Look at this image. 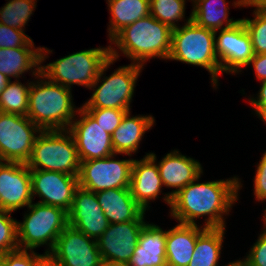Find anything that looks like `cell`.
Instances as JSON below:
<instances>
[{"label": "cell", "instance_id": "5b68a950", "mask_svg": "<svg viewBox=\"0 0 266 266\" xmlns=\"http://www.w3.org/2000/svg\"><path fill=\"white\" fill-rule=\"evenodd\" d=\"M50 53L52 50L41 47L40 72L44 76L68 89L73 85L90 89L103 64L110 58V45L75 52L42 65Z\"/></svg>", "mask_w": 266, "mask_h": 266}, {"label": "cell", "instance_id": "60d3db41", "mask_svg": "<svg viewBox=\"0 0 266 266\" xmlns=\"http://www.w3.org/2000/svg\"><path fill=\"white\" fill-rule=\"evenodd\" d=\"M257 118L262 119L266 124V106H253Z\"/></svg>", "mask_w": 266, "mask_h": 266}, {"label": "cell", "instance_id": "ee69618b", "mask_svg": "<svg viewBox=\"0 0 266 266\" xmlns=\"http://www.w3.org/2000/svg\"><path fill=\"white\" fill-rule=\"evenodd\" d=\"M38 266H58L48 256H46Z\"/></svg>", "mask_w": 266, "mask_h": 266}, {"label": "cell", "instance_id": "ab89813d", "mask_svg": "<svg viewBox=\"0 0 266 266\" xmlns=\"http://www.w3.org/2000/svg\"><path fill=\"white\" fill-rule=\"evenodd\" d=\"M249 103L251 106H266V80L261 82L257 96L249 98Z\"/></svg>", "mask_w": 266, "mask_h": 266}, {"label": "cell", "instance_id": "7dc6e473", "mask_svg": "<svg viewBox=\"0 0 266 266\" xmlns=\"http://www.w3.org/2000/svg\"><path fill=\"white\" fill-rule=\"evenodd\" d=\"M262 219H264L265 221H266V214L265 215H263V218Z\"/></svg>", "mask_w": 266, "mask_h": 266}, {"label": "cell", "instance_id": "277c9868", "mask_svg": "<svg viewBox=\"0 0 266 266\" xmlns=\"http://www.w3.org/2000/svg\"><path fill=\"white\" fill-rule=\"evenodd\" d=\"M184 25L172 30L168 60L200 66L210 73L214 89L218 88L221 67L215 53V31L198 26L190 16Z\"/></svg>", "mask_w": 266, "mask_h": 266}, {"label": "cell", "instance_id": "9c48e42d", "mask_svg": "<svg viewBox=\"0 0 266 266\" xmlns=\"http://www.w3.org/2000/svg\"><path fill=\"white\" fill-rule=\"evenodd\" d=\"M117 154L80 162L79 186L100 192L108 189L129 188L134 159L116 160Z\"/></svg>", "mask_w": 266, "mask_h": 266}, {"label": "cell", "instance_id": "7bdbcfd3", "mask_svg": "<svg viewBox=\"0 0 266 266\" xmlns=\"http://www.w3.org/2000/svg\"><path fill=\"white\" fill-rule=\"evenodd\" d=\"M224 266H250L245 259L240 260V258L236 261L229 262Z\"/></svg>", "mask_w": 266, "mask_h": 266}, {"label": "cell", "instance_id": "cb8c5ba5", "mask_svg": "<svg viewBox=\"0 0 266 266\" xmlns=\"http://www.w3.org/2000/svg\"><path fill=\"white\" fill-rule=\"evenodd\" d=\"M41 47H35L33 40L26 46L18 48H0V73L7 78H21L30 71L36 77L40 72Z\"/></svg>", "mask_w": 266, "mask_h": 266}, {"label": "cell", "instance_id": "e0dca14e", "mask_svg": "<svg viewBox=\"0 0 266 266\" xmlns=\"http://www.w3.org/2000/svg\"><path fill=\"white\" fill-rule=\"evenodd\" d=\"M68 225L97 240L108 228L109 222L99 205L95 192L78 187L68 212Z\"/></svg>", "mask_w": 266, "mask_h": 266}, {"label": "cell", "instance_id": "5bb4252c", "mask_svg": "<svg viewBox=\"0 0 266 266\" xmlns=\"http://www.w3.org/2000/svg\"><path fill=\"white\" fill-rule=\"evenodd\" d=\"M77 115L79 119H73L68 131L75 141L80 162L115 154L111 134L104 131L82 106Z\"/></svg>", "mask_w": 266, "mask_h": 266}, {"label": "cell", "instance_id": "1f68e13d", "mask_svg": "<svg viewBox=\"0 0 266 266\" xmlns=\"http://www.w3.org/2000/svg\"><path fill=\"white\" fill-rule=\"evenodd\" d=\"M12 212L0 209V253L19 249L17 240V220Z\"/></svg>", "mask_w": 266, "mask_h": 266}, {"label": "cell", "instance_id": "44dd1931", "mask_svg": "<svg viewBox=\"0 0 266 266\" xmlns=\"http://www.w3.org/2000/svg\"><path fill=\"white\" fill-rule=\"evenodd\" d=\"M206 228L202 225L178 223L166 233L167 266H188L192 258L197 237Z\"/></svg>", "mask_w": 266, "mask_h": 266}, {"label": "cell", "instance_id": "7a4b0ae2", "mask_svg": "<svg viewBox=\"0 0 266 266\" xmlns=\"http://www.w3.org/2000/svg\"><path fill=\"white\" fill-rule=\"evenodd\" d=\"M171 41L172 29L149 15L128 25L110 41V57L119 59L120 51L140 66L152 58L168 60Z\"/></svg>", "mask_w": 266, "mask_h": 266}, {"label": "cell", "instance_id": "8d00e7d4", "mask_svg": "<svg viewBox=\"0 0 266 266\" xmlns=\"http://www.w3.org/2000/svg\"><path fill=\"white\" fill-rule=\"evenodd\" d=\"M257 169L254 177V189L253 193L256 201L264 202L266 201V151L262 154L259 164L257 163ZM264 200V201H263ZM264 215L266 214V209H264Z\"/></svg>", "mask_w": 266, "mask_h": 266}, {"label": "cell", "instance_id": "d4e9b609", "mask_svg": "<svg viewBox=\"0 0 266 266\" xmlns=\"http://www.w3.org/2000/svg\"><path fill=\"white\" fill-rule=\"evenodd\" d=\"M192 3V21L206 29L217 31L232 27L241 21L229 19L230 7L226 0H192Z\"/></svg>", "mask_w": 266, "mask_h": 266}, {"label": "cell", "instance_id": "f1b7e54d", "mask_svg": "<svg viewBox=\"0 0 266 266\" xmlns=\"http://www.w3.org/2000/svg\"><path fill=\"white\" fill-rule=\"evenodd\" d=\"M0 9V23L24 30L34 12L37 0H9Z\"/></svg>", "mask_w": 266, "mask_h": 266}, {"label": "cell", "instance_id": "e575fe53", "mask_svg": "<svg viewBox=\"0 0 266 266\" xmlns=\"http://www.w3.org/2000/svg\"><path fill=\"white\" fill-rule=\"evenodd\" d=\"M31 37L25 34L24 30H19L0 23V48H18L26 46Z\"/></svg>", "mask_w": 266, "mask_h": 266}, {"label": "cell", "instance_id": "3957f363", "mask_svg": "<svg viewBox=\"0 0 266 266\" xmlns=\"http://www.w3.org/2000/svg\"><path fill=\"white\" fill-rule=\"evenodd\" d=\"M35 79L30 84L27 117L41 130H68L79 110L73 104L72 90L41 72Z\"/></svg>", "mask_w": 266, "mask_h": 266}, {"label": "cell", "instance_id": "7402d4cb", "mask_svg": "<svg viewBox=\"0 0 266 266\" xmlns=\"http://www.w3.org/2000/svg\"><path fill=\"white\" fill-rule=\"evenodd\" d=\"M128 111L120 125L112 133V145L115 154L131 157L140 148V141L146 131L152 129L155 119L152 115L131 116Z\"/></svg>", "mask_w": 266, "mask_h": 266}, {"label": "cell", "instance_id": "7c38bea8", "mask_svg": "<svg viewBox=\"0 0 266 266\" xmlns=\"http://www.w3.org/2000/svg\"><path fill=\"white\" fill-rule=\"evenodd\" d=\"M58 266H103L97 240L68 225L47 255Z\"/></svg>", "mask_w": 266, "mask_h": 266}, {"label": "cell", "instance_id": "74e56055", "mask_svg": "<svg viewBox=\"0 0 266 266\" xmlns=\"http://www.w3.org/2000/svg\"><path fill=\"white\" fill-rule=\"evenodd\" d=\"M252 65L255 71L256 78L258 80H266V53L254 54L253 58L249 61L247 66Z\"/></svg>", "mask_w": 266, "mask_h": 266}, {"label": "cell", "instance_id": "d6a6232c", "mask_svg": "<svg viewBox=\"0 0 266 266\" xmlns=\"http://www.w3.org/2000/svg\"><path fill=\"white\" fill-rule=\"evenodd\" d=\"M100 125L104 131L111 134L120 125L124 115L128 112L126 110L112 109V108H98L85 109Z\"/></svg>", "mask_w": 266, "mask_h": 266}, {"label": "cell", "instance_id": "4fadbf2b", "mask_svg": "<svg viewBox=\"0 0 266 266\" xmlns=\"http://www.w3.org/2000/svg\"><path fill=\"white\" fill-rule=\"evenodd\" d=\"M215 53L220 63L221 74H239L247 67L254 52L250 35L242 21L232 27L215 31Z\"/></svg>", "mask_w": 266, "mask_h": 266}, {"label": "cell", "instance_id": "8992f818", "mask_svg": "<svg viewBox=\"0 0 266 266\" xmlns=\"http://www.w3.org/2000/svg\"><path fill=\"white\" fill-rule=\"evenodd\" d=\"M115 62L116 59L110 57L103 64L97 79L90 87L93 90L91 97L82 104L84 109L112 108L131 110L130 104L143 66L133 63L119 66L107 77L106 71Z\"/></svg>", "mask_w": 266, "mask_h": 266}, {"label": "cell", "instance_id": "603a6c76", "mask_svg": "<svg viewBox=\"0 0 266 266\" xmlns=\"http://www.w3.org/2000/svg\"><path fill=\"white\" fill-rule=\"evenodd\" d=\"M109 224L137 220L145 211L136 203L130 188L108 189L96 193Z\"/></svg>", "mask_w": 266, "mask_h": 266}, {"label": "cell", "instance_id": "bcb514c9", "mask_svg": "<svg viewBox=\"0 0 266 266\" xmlns=\"http://www.w3.org/2000/svg\"><path fill=\"white\" fill-rule=\"evenodd\" d=\"M105 266H126V265H112V264H105Z\"/></svg>", "mask_w": 266, "mask_h": 266}, {"label": "cell", "instance_id": "9a60e30c", "mask_svg": "<svg viewBox=\"0 0 266 266\" xmlns=\"http://www.w3.org/2000/svg\"><path fill=\"white\" fill-rule=\"evenodd\" d=\"M32 196L41 200L37 203L56 206L69 212L76 189L78 176L55 171L30 170Z\"/></svg>", "mask_w": 266, "mask_h": 266}, {"label": "cell", "instance_id": "484cf974", "mask_svg": "<svg viewBox=\"0 0 266 266\" xmlns=\"http://www.w3.org/2000/svg\"><path fill=\"white\" fill-rule=\"evenodd\" d=\"M109 42L125 27L150 15V0H107Z\"/></svg>", "mask_w": 266, "mask_h": 266}, {"label": "cell", "instance_id": "30bf717a", "mask_svg": "<svg viewBox=\"0 0 266 266\" xmlns=\"http://www.w3.org/2000/svg\"><path fill=\"white\" fill-rule=\"evenodd\" d=\"M41 131L27 116L0 111V161L26 163Z\"/></svg>", "mask_w": 266, "mask_h": 266}, {"label": "cell", "instance_id": "83f0119b", "mask_svg": "<svg viewBox=\"0 0 266 266\" xmlns=\"http://www.w3.org/2000/svg\"><path fill=\"white\" fill-rule=\"evenodd\" d=\"M19 81V79L10 80L7 87L0 93V111L27 116L31 81L28 80L26 85Z\"/></svg>", "mask_w": 266, "mask_h": 266}, {"label": "cell", "instance_id": "8fae6325", "mask_svg": "<svg viewBox=\"0 0 266 266\" xmlns=\"http://www.w3.org/2000/svg\"><path fill=\"white\" fill-rule=\"evenodd\" d=\"M145 212L135 221L109 224L97 239L103 264L126 265L133 255L142 228L146 224Z\"/></svg>", "mask_w": 266, "mask_h": 266}, {"label": "cell", "instance_id": "ba28073f", "mask_svg": "<svg viewBox=\"0 0 266 266\" xmlns=\"http://www.w3.org/2000/svg\"><path fill=\"white\" fill-rule=\"evenodd\" d=\"M26 165L30 170H46L79 175L80 160L68 130H42L36 137Z\"/></svg>", "mask_w": 266, "mask_h": 266}, {"label": "cell", "instance_id": "52a82bcc", "mask_svg": "<svg viewBox=\"0 0 266 266\" xmlns=\"http://www.w3.org/2000/svg\"><path fill=\"white\" fill-rule=\"evenodd\" d=\"M23 222L17 221L19 249L35 250L46 246L48 255L54 248L58 236L68 226V212L62 208L40 203L27 206Z\"/></svg>", "mask_w": 266, "mask_h": 266}, {"label": "cell", "instance_id": "ffe728a7", "mask_svg": "<svg viewBox=\"0 0 266 266\" xmlns=\"http://www.w3.org/2000/svg\"><path fill=\"white\" fill-rule=\"evenodd\" d=\"M166 233L167 230L147 222L126 266H167Z\"/></svg>", "mask_w": 266, "mask_h": 266}, {"label": "cell", "instance_id": "d590c367", "mask_svg": "<svg viewBox=\"0 0 266 266\" xmlns=\"http://www.w3.org/2000/svg\"><path fill=\"white\" fill-rule=\"evenodd\" d=\"M263 231L244 258L250 266H266V221L263 219Z\"/></svg>", "mask_w": 266, "mask_h": 266}, {"label": "cell", "instance_id": "b9f144b4", "mask_svg": "<svg viewBox=\"0 0 266 266\" xmlns=\"http://www.w3.org/2000/svg\"><path fill=\"white\" fill-rule=\"evenodd\" d=\"M10 79L7 78L4 74L0 73V93L7 87Z\"/></svg>", "mask_w": 266, "mask_h": 266}, {"label": "cell", "instance_id": "4dcf8cb0", "mask_svg": "<svg viewBox=\"0 0 266 266\" xmlns=\"http://www.w3.org/2000/svg\"><path fill=\"white\" fill-rule=\"evenodd\" d=\"M254 18H243V22L251 38L254 54L266 53V13L254 9Z\"/></svg>", "mask_w": 266, "mask_h": 266}, {"label": "cell", "instance_id": "6da1fadb", "mask_svg": "<svg viewBox=\"0 0 266 266\" xmlns=\"http://www.w3.org/2000/svg\"><path fill=\"white\" fill-rule=\"evenodd\" d=\"M200 178L201 175L172 197L170 216L178 223L190 225H196V219L206 216L205 228H226L224 217L239 198L243 185L240 178L199 183Z\"/></svg>", "mask_w": 266, "mask_h": 266}, {"label": "cell", "instance_id": "836d02e7", "mask_svg": "<svg viewBox=\"0 0 266 266\" xmlns=\"http://www.w3.org/2000/svg\"><path fill=\"white\" fill-rule=\"evenodd\" d=\"M46 256L34 250L16 249L5 253L3 266H38Z\"/></svg>", "mask_w": 266, "mask_h": 266}, {"label": "cell", "instance_id": "ac0fdd59", "mask_svg": "<svg viewBox=\"0 0 266 266\" xmlns=\"http://www.w3.org/2000/svg\"><path fill=\"white\" fill-rule=\"evenodd\" d=\"M156 163L163 186L176 189L162 193L165 195L163 201L166 202L167 206L169 205V208L172 197L203 174L202 165L198 160L182 155L177 149L171 150L162 160L158 162L156 160Z\"/></svg>", "mask_w": 266, "mask_h": 266}, {"label": "cell", "instance_id": "d6986e66", "mask_svg": "<svg viewBox=\"0 0 266 266\" xmlns=\"http://www.w3.org/2000/svg\"><path fill=\"white\" fill-rule=\"evenodd\" d=\"M157 156L154 152L146 153L140 159H134L131 170L130 191L136 203L146 212L151 201L159 198L162 180L156 163ZM151 200V201H150Z\"/></svg>", "mask_w": 266, "mask_h": 266}, {"label": "cell", "instance_id": "4316f807", "mask_svg": "<svg viewBox=\"0 0 266 266\" xmlns=\"http://www.w3.org/2000/svg\"><path fill=\"white\" fill-rule=\"evenodd\" d=\"M226 228H206L198 237L188 266H219Z\"/></svg>", "mask_w": 266, "mask_h": 266}, {"label": "cell", "instance_id": "f6af8a7d", "mask_svg": "<svg viewBox=\"0 0 266 266\" xmlns=\"http://www.w3.org/2000/svg\"><path fill=\"white\" fill-rule=\"evenodd\" d=\"M4 257L5 253H0V266H3Z\"/></svg>", "mask_w": 266, "mask_h": 266}, {"label": "cell", "instance_id": "f35d334b", "mask_svg": "<svg viewBox=\"0 0 266 266\" xmlns=\"http://www.w3.org/2000/svg\"><path fill=\"white\" fill-rule=\"evenodd\" d=\"M232 6L236 7H254L257 11L266 13V0H236Z\"/></svg>", "mask_w": 266, "mask_h": 266}, {"label": "cell", "instance_id": "f546056e", "mask_svg": "<svg viewBox=\"0 0 266 266\" xmlns=\"http://www.w3.org/2000/svg\"><path fill=\"white\" fill-rule=\"evenodd\" d=\"M185 5L186 0H150V15L173 30L185 18Z\"/></svg>", "mask_w": 266, "mask_h": 266}, {"label": "cell", "instance_id": "2e32d148", "mask_svg": "<svg viewBox=\"0 0 266 266\" xmlns=\"http://www.w3.org/2000/svg\"><path fill=\"white\" fill-rule=\"evenodd\" d=\"M32 202L31 173L26 163L0 161V209L14 212Z\"/></svg>", "mask_w": 266, "mask_h": 266}]
</instances>
